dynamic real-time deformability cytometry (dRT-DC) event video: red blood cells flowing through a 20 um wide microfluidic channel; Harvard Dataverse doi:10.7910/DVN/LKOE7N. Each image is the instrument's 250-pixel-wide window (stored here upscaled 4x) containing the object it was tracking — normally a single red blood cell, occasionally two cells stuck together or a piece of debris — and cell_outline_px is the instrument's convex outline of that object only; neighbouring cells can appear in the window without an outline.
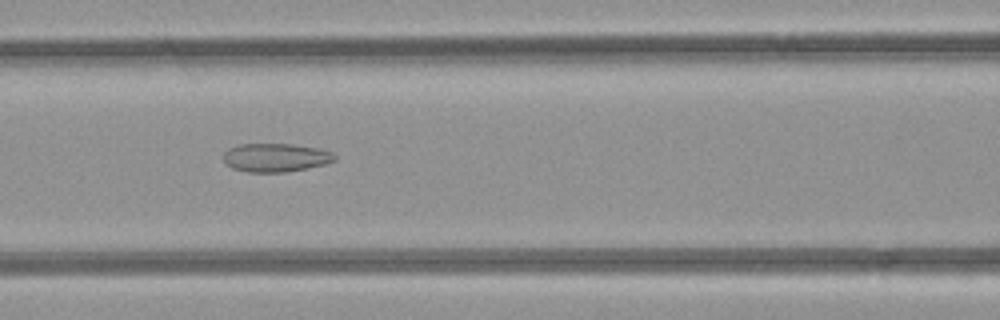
{"species": "common noctule bat (a hibernating species)", "species_latin": "Nyctalus noctula", "temperature_condition": "room temperature", "stored_images_in_passage": 48, "camera_frame_rate_fps": 3000, "um_per_image_px": 0.085, "animal": {"sex": "female", "body_mass_g": 21.9}, "frame": {"image": 1, "passage_image": 20, "time_ms": 6.333, "image_size_px": [1000, 320], "cell_outline_px": [[336, 160], [324, 164], [308, 168], [284, 172], [248, 172], [232, 168], [224, 160], [224, 152], [228, 148], [240, 144], [292, 144], [316, 148], [332, 152], [336, 156]], "centroid_in_image_um": [23.43, 13.39], "position_along_channel_um": 143.2, "area_um2": 18.38}}
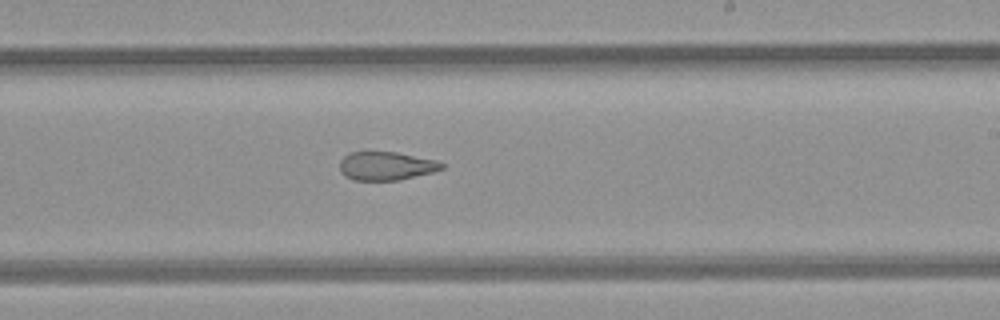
{"frame": {"image": 2, "passage_image": 28, "time_ms": 9.0, "image_size_px": [1000, 320], "cell_outline_px": [[444, 168], [432, 172], [400, 180], [352, 180], [344, 176], [340, 172], [340, 160], [348, 152], [396, 152], [436, 160], [444, 164]], "centroid_in_image_um": [32.79, 14.11], "position_along_channel_um": 256.2, "area_um2": 16.99}}
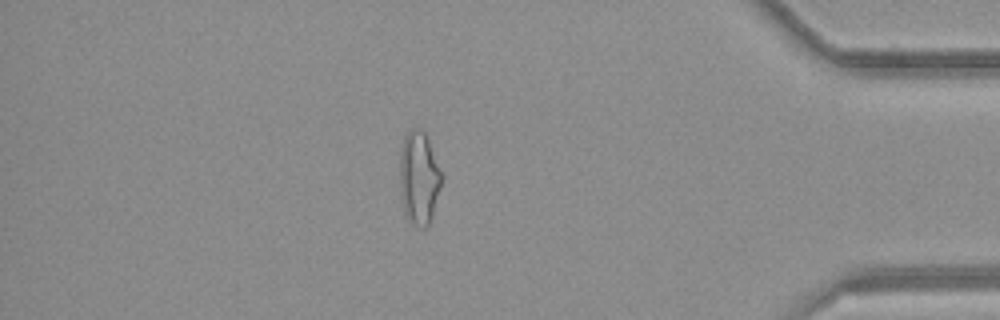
{"frame": {"image": 3, "passage_image": 41, "time_ms": 13.333, "image_size_px": [1000, 320], "cell_outline_px": [[440, 188], [432, 216], [428, 224], [424, 228], [420, 228], [408, 220], [404, 212], [400, 188], [400, 148], [404, 136], [412, 128], [420, 128], [428, 136], [440, 172]], "centroid_in_image_um": [35.58, 15.09], "position_along_channel_um": 399.6, "area_um2": 22.48}, "authors_computed_cell_mechanics": {"area_um2": 22.4553, "velocity_mm_per_s": 4.2404, "shape_relaxation_time_tau1_ms": null, "shape_relaxation_time_tau2_ms": 2.5304, "deformation_change_tau1": null, "deformation_change_tau2": 0.1139}}